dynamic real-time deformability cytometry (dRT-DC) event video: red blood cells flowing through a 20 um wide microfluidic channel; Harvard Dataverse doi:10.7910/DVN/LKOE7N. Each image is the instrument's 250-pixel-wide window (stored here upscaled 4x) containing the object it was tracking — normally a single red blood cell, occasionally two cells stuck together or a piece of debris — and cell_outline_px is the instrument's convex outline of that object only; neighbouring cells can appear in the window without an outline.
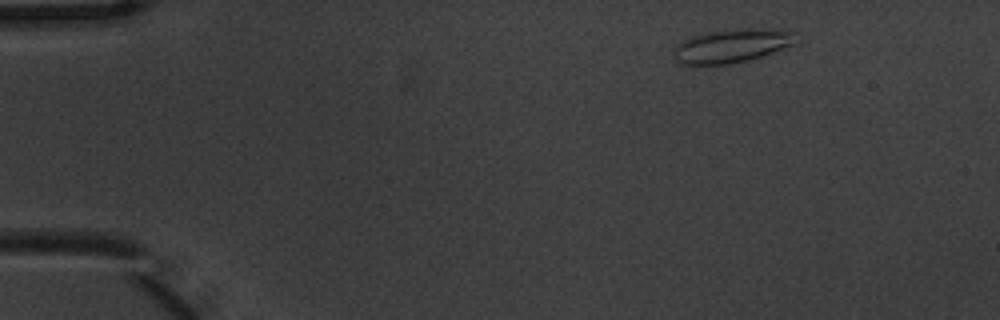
{"species": "common noctule bat (a hibernating species)", "species_latin": "Nyctalus noctula", "temperature_condition": "warm", "stored_images_in_passage": 6, "camera_frame_rate_fps": 3000, "um_per_image_px": 0.085, "animal": {"sex": "male", "body_mass_g": 20.1, "forearm_length_mm": 53.5}, "frame": {"image": 1, "passage_image": 2, "time_ms": 0.333, "image_size_px": [1000, 320], "cell_outline_px": [[796, 44], [748, 60], [728, 64], [680, 64], [676, 60], [676, 48], [684, 40], [692, 36], [712, 32], [744, 28], [752, 28], [796, 32]], "centroid_in_image_um": [62.26, 3.89], "position_along_channel_um": 22.7, "area_um2": 23.24}}
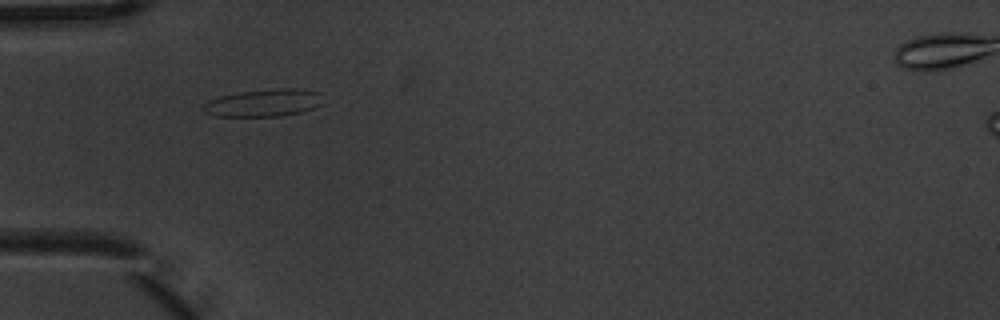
{"frame": {"image": 2, "passage_image": 5, "time_ms": 1.333, "image_size_px": [1000, 320], "cell_outline_px": [[324, 104], [300, 112], [280, 116], [216, 116], [204, 112], [204, 104], [208, 100], [220, 96], [240, 92], [276, 88], [292, 88], [320, 92]], "centroid_in_image_um": [22.44, 8.74], "position_along_channel_um": 62.6, "area_um2": 19.07}}
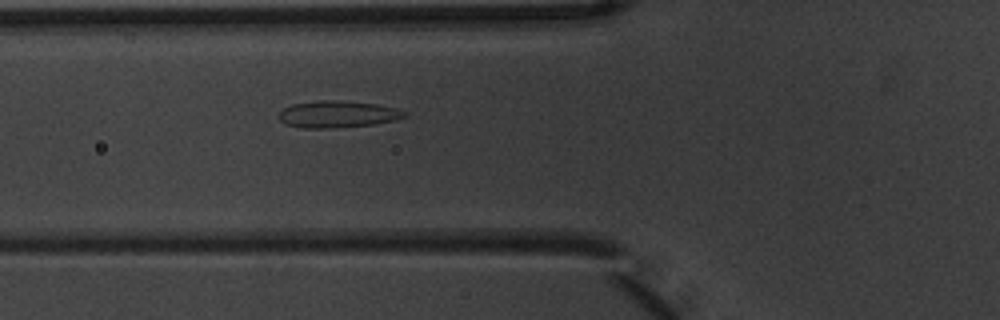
{"frame": {"image": 3, "passage_image": 6, "time_ms": 1.667, "image_size_px": [1000, 320], "cell_outline_px": [[408, 116], [396, 120], [372, 124], [336, 128], [300, 128], [284, 124], [276, 116], [284, 108], [292, 104], [324, 100], [328, 100], [376, 104], [396, 108], [408, 112]], "centroid_in_image_um": [28.68, 9.72], "position_along_channel_um": 97.1, "area_um2": 19.65}}